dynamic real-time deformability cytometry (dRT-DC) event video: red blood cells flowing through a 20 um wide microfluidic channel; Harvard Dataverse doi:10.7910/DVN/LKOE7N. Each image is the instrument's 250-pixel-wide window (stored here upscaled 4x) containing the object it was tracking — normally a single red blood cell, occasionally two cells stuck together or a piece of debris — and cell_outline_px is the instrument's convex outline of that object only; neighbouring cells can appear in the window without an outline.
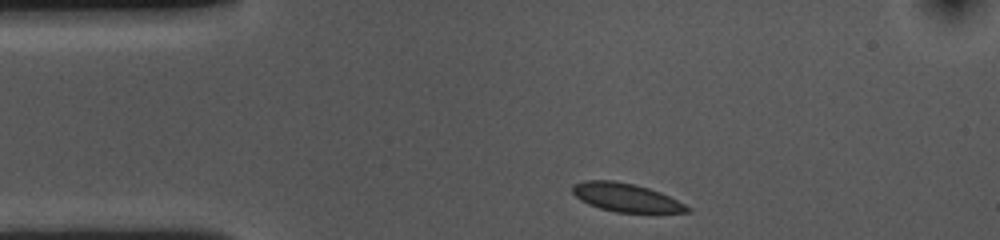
{"species": "common noctule bat (a hibernating species)", "species_latin": "Nyctalus noctula", "temperature_condition": "cold", "stored_images_in_passage": 35, "camera_frame_rate_fps": 3000, "um_per_image_px": 0.085, "animal": {"sex": "female", "body_mass_g": 10.0, "forearm_length_mm": 53.1}, "frame": {"image": 1, "passage_image": 1, "time_ms": 0.0, "image_size_px": [1000, 240], "cell_outline_px": [[692, 212], [616, 212], [600, 208], [588, 204], [580, 200], [572, 192], [572, 184], [584, 180], [612, 180], [632, 184], [648, 188], [660, 192], [692, 208]], "centroid_in_image_um": [53.17, 16.78], "position_along_channel_um": 31.8, "area_um2": 18.84}}
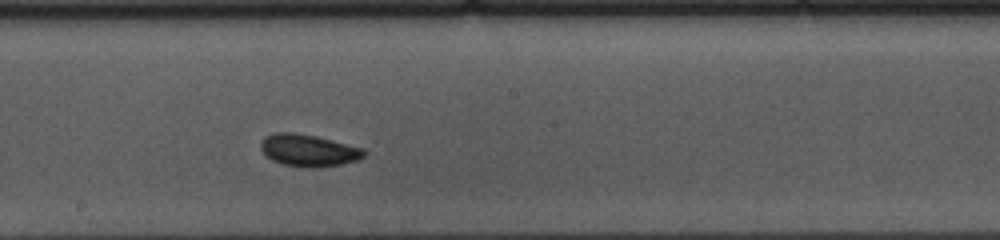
{"frame": {"image": 2, "passage_image": 20, "time_ms": 6.333, "image_size_px": [1000, 240], "cell_outline_px": [[368, 152], [364, 156], [356, 160], [340, 164], [320, 168], [300, 168], [280, 164], [264, 156], [260, 148], [260, 144], [264, 136], [276, 132], [296, 132], [316, 136], [364, 148]], "centroid_in_image_um": [26.18, 12.79], "position_along_channel_um": 222.0, "area_um2": 19.77}}
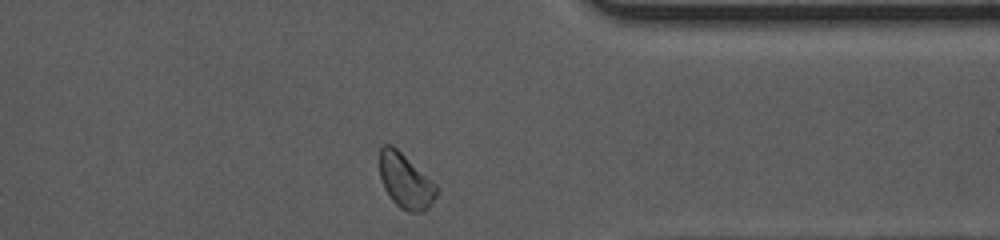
{"frame": {"image": 3, "passage_image": 34, "time_ms": 11.0, "image_size_px": [1000, 240], "cell_outline_px": [[440, 188], [436, 196], [428, 208], [424, 212], [408, 212], [400, 208], [392, 200], [384, 188], [380, 176], [380, 148], [384, 144], [392, 144], [436, 184]], "centroid_in_image_um": [34.48, 15.4], "position_along_channel_um": 376.9, "area_um2": 18.15}}